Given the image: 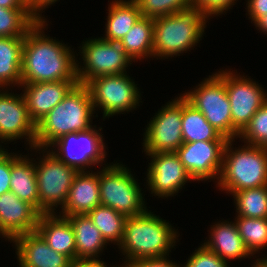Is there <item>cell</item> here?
Returning a JSON list of instances; mask_svg holds the SVG:
<instances>
[{
  "label": "cell",
  "mask_w": 267,
  "mask_h": 267,
  "mask_svg": "<svg viewBox=\"0 0 267 267\" xmlns=\"http://www.w3.org/2000/svg\"><path fill=\"white\" fill-rule=\"evenodd\" d=\"M112 164V165H111ZM99 171V193L101 205L111 207L126 217L138 216L148 209L142 188L128 167L111 163Z\"/></svg>",
  "instance_id": "cell-6"
},
{
  "label": "cell",
  "mask_w": 267,
  "mask_h": 267,
  "mask_svg": "<svg viewBox=\"0 0 267 267\" xmlns=\"http://www.w3.org/2000/svg\"><path fill=\"white\" fill-rule=\"evenodd\" d=\"M246 6L248 9V18H250L253 23L261 16L267 14V0H247Z\"/></svg>",
  "instance_id": "cell-39"
},
{
  "label": "cell",
  "mask_w": 267,
  "mask_h": 267,
  "mask_svg": "<svg viewBox=\"0 0 267 267\" xmlns=\"http://www.w3.org/2000/svg\"><path fill=\"white\" fill-rule=\"evenodd\" d=\"M232 72L220 69L215 73L225 82L231 104L232 140H235L256 111L267 102V93L258 82Z\"/></svg>",
  "instance_id": "cell-11"
},
{
  "label": "cell",
  "mask_w": 267,
  "mask_h": 267,
  "mask_svg": "<svg viewBox=\"0 0 267 267\" xmlns=\"http://www.w3.org/2000/svg\"><path fill=\"white\" fill-rule=\"evenodd\" d=\"M127 74L98 76L86 84L91 94L94 110L102 108L103 120L140 106L139 103L142 100L140 89Z\"/></svg>",
  "instance_id": "cell-8"
},
{
  "label": "cell",
  "mask_w": 267,
  "mask_h": 267,
  "mask_svg": "<svg viewBox=\"0 0 267 267\" xmlns=\"http://www.w3.org/2000/svg\"><path fill=\"white\" fill-rule=\"evenodd\" d=\"M40 213L11 191L0 196V228L11 239L36 231Z\"/></svg>",
  "instance_id": "cell-19"
},
{
  "label": "cell",
  "mask_w": 267,
  "mask_h": 267,
  "mask_svg": "<svg viewBox=\"0 0 267 267\" xmlns=\"http://www.w3.org/2000/svg\"><path fill=\"white\" fill-rule=\"evenodd\" d=\"M178 236L177 230L169 222L147 210L141 215L127 217L118 248L125 256L124 264L144 258L169 256Z\"/></svg>",
  "instance_id": "cell-2"
},
{
  "label": "cell",
  "mask_w": 267,
  "mask_h": 267,
  "mask_svg": "<svg viewBox=\"0 0 267 267\" xmlns=\"http://www.w3.org/2000/svg\"><path fill=\"white\" fill-rule=\"evenodd\" d=\"M100 204L99 172H78L73 179L67 200L59 215L66 217L88 214Z\"/></svg>",
  "instance_id": "cell-20"
},
{
  "label": "cell",
  "mask_w": 267,
  "mask_h": 267,
  "mask_svg": "<svg viewBox=\"0 0 267 267\" xmlns=\"http://www.w3.org/2000/svg\"><path fill=\"white\" fill-rule=\"evenodd\" d=\"M238 138L246 144L267 148V102L256 111Z\"/></svg>",
  "instance_id": "cell-33"
},
{
  "label": "cell",
  "mask_w": 267,
  "mask_h": 267,
  "mask_svg": "<svg viewBox=\"0 0 267 267\" xmlns=\"http://www.w3.org/2000/svg\"><path fill=\"white\" fill-rule=\"evenodd\" d=\"M151 158L147 169V185L151 194L161 198L172 197L190 182L189 175L176 152L146 154Z\"/></svg>",
  "instance_id": "cell-15"
},
{
  "label": "cell",
  "mask_w": 267,
  "mask_h": 267,
  "mask_svg": "<svg viewBox=\"0 0 267 267\" xmlns=\"http://www.w3.org/2000/svg\"><path fill=\"white\" fill-rule=\"evenodd\" d=\"M79 48L84 66L76 60V73L78 83L82 85L98 76L127 73L126 68L133 63L119 42L96 37L83 42Z\"/></svg>",
  "instance_id": "cell-9"
},
{
  "label": "cell",
  "mask_w": 267,
  "mask_h": 267,
  "mask_svg": "<svg viewBox=\"0 0 267 267\" xmlns=\"http://www.w3.org/2000/svg\"><path fill=\"white\" fill-rule=\"evenodd\" d=\"M153 31L154 19L142 16L120 40L119 44L133 62L153 56Z\"/></svg>",
  "instance_id": "cell-28"
},
{
  "label": "cell",
  "mask_w": 267,
  "mask_h": 267,
  "mask_svg": "<svg viewBox=\"0 0 267 267\" xmlns=\"http://www.w3.org/2000/svg\"><path fill=\"white\" fill-rule=\"evenodd\" d=\"M235 224L246 249L252 256L267 247V218L236 216Z\"/></svg>",
  "instance_id": "cell-31"
},
{
  "label": "cell",
  "mask_w": 267,
  "mask_h": 267,
  "mask_svg": "<svg viewBox=\"0 0 267 267\" xmlns=\"http://www.w3.org/2000/svg\"><path fill=\"white\" fill-rule=\"evenodd\" d=\"M0 236H3V238L7 239L8 241H10L11 239L1 230L0 228Z\"/></svg>",
  "instance_id": "cell-45"
},
{
  "label": "cell",
  "mask_w": 267,
  "mask_h": 267,
  "mask_svg": "<svg viewBox=\"0 0 267 267\" xmlns=\"http://www.w3.org/2000/svg\"><path fill=\"white\" fill-rule=\"evenodd\" d=\"M143 17L158 18L194 4V0H134Z\"/></svg>",
  "instance_id": "cell-34"
},
{
  "label": "cell",
  "mask_w": 267,
  "mask_h": 267,
  "mask_svg": "<svg viewBox=\"0 0 267 267\" xmlns=\"http://www.w3.org/2000/svg\"><path fill=\"white\" fill-rule=\"evenodd\" d=\"M78 81H56L21 84L30 118L37 124L40 122Z\"/></svg>",
  "instance_id": "cell-18"
},
{
  "label": "cell",
  "mask_w": 267,
  "mask_h": 267,
  "mask_svg": "<svg viewBox=\"0 0 267 267\" xmlns=\"http://www.w3.org/2000/svg\"><path fill=\"white\" fill-rule=\"evenodd\" d=\"M104 40L120 42L133 25L142 17L134 0H114L108 6Z\"/></svg>",
  "instance_id": "cell-25"
},
{
  "label": "cell",
  "mask_w": 267,
  "mask_h": 267,
  "mask_svg": "<svg viewBox=\"0 0 267 267\" xmlns=\"http://www.w3.org/2000/svg\"><path fill=\"white\" fill-rule=\"evenodd\" d=\"M150 119L144 132L145 154L175 152L182 144V95L167 102Z\"/></svg>",
  "instance_id": "cell-13"
},
{
  "label": "cell",
  "mask_w": 267,
  "mask_h": 267,
  "mask_svg": "<svg viewBox=\"0 0 267 267\" xmlns=\"http://www.w3.org/2000/svg\"><path fill=\"white\" fill-rule=\"evenodd\" d=\"M193 89L181 95L204 115L217 132L231 140V104L225 82L216 73H213Z\"/></svg>",
  "instance_id": "cell-10"
},
{
  "label": "cell",
  "mask_w": 267,
  "mask_h": 267,
  "mask_svg": "<svg viewBox=\"0 0 267 267\" xmlns=\"http://www.w3.org/2000/svg\"><path fill=\"white\" fill-rule=\"evenodd\" d=\"M95 128L97 127L94 125L86 131L61 136L49 146L52 149L51 152L77 172H85V170L88 172L87 169L99 163L102 166L107 155L106 146L103 142V134L100 132L102 127L98 130Z\"/></svg>",
  "instance_id": "cell-12"
},
{
  "label": "cell",
  "mask_w": 267,
  "mask_h": 267,
  "mask_svg": "<svg viewBox=\"0 0 267 267\" xmlns=\"http://www.w3.org/2000/svg\"><path fill=\"white\" fill-rule=\"evenodd\" d=\"M23 43L24 37H0L1 89L21 86Z\"/></svg>",
  "instance_id": "cell-26"
},
{
  "label": "cell",
  "mask_w": 267,
  "mask_h": 267,
  "mask_svg": "<svg viewBox=\"0 0 267 267\" xmlns=\"http://www.w3.org/2000/svg\"><path fill=\"white\" fill-rule=\"evenodd\" d=\"M183 143L197 141H228L210 125L204 115L182 96Z\"/></svg>",
  "instance_id": "cell-27"
},
{
  "label": "cell",
  "mask_w": 267,
  "mask_h": 267,
  "mask_svg": "<svg viewBox=\"0 0 267 267\" xmlns=\"http://www.w3.org/2000/svg\"><path fill=\"white\" fill-rule=\"evenodd\" d=\"M228 141L183 143L175 152L194 181L215 179L218 182L225 146Z\"/></svg>",
  "instance_id": "cell-14"
},
{
  "label": "cell",
  "mask_w": 267,
  "mask_h": 267,
  "mask_svg": "<svg viewBox=\"0 0 267 267\" xmlns=\"http://www.w3.org/2000/svg\"><path fill=\"white\" fill-rule=\"evenodd\" d=\"M33 150H42L43 158L34 163L39 197V213L55 214L60 205L63 208L75 175V169L62 162L50 148L34 146ZM47 150V151H46ZM46 154L44 155V153Z\"/></svg>",
  "instance_id": "cell-7"
},
{
  "label": "cell",
  "mask_w": 267,
  "mask_h": 267,
  "mask_svg": "<svg viewBox=\"0 0 267 267\" xmlns=\"http://www.w3.org/2000/svg\"><path fill=\"white\" fill-rule=\"evenodd\" d=\"M2 90L0 89V141L4 143L25 138L32 151L35 146L36 124L30 118L25 99L22 93L15 95L7 89Z\"/></svg>",
  "instance_id": "cell-16"
},
{
  "label": "cell",
  "mask_w": 267,
  "mask_h": 267,
  "mask_svg": "<svg viewBox=\"0 0 267 267\" xmlns=\"http://www.w3.org/2000/svg\"><path fill=\"white\" fill-rule=\"evenodd\" d=\"M237 0H194L203 13L209 18L226 13Z\"/></svg>",
  "instance_id": "cell-36"
},
{
  "label": "cell",
  "mask_w": 267,
  "mask_h": 267,
  "mask_svg": "<svg viewBox=\"0 0 267 267\" xmlns=\"http://www.w3.org/2000/svg\"><path fill=\"white\" fill-rule=\"evenodd\" d=\"M46 26L47 21H37L24 37L21 84L78 81L75 52L46 35Z\"/></svg>",
  "instance_id": "cell-1"
},
{
  "label": "cell",
  "mask_w": 267,
  "mask_h": 267,
  "mask_svg": "<svg viewBox=\"0 0 267 267\" xmlns=\"http://www.w3.org/2000/svg\"><path fill=\"white\" fill-rule=\"evenodd\" d=\"M36 22L28 8L0 7V37H25Z\"/></svg>",
  "instance_id": "cell-32"
},
{
  "label": "cell",
  "mask_w": 267,
  "mask_h": 267,
  "mask_svg": "<svg viewBox=\"0 0 267 267\" xmlns=\"http://www.w3.org/2000/svg\"><path fill=\"white\" fill-rule=\"evenodd\" d=\"M94 113L88 87L78 83L36 124L35 146L48 149L63 135L92 128Z\"/></svg>",
  "instance_id": "cell-3"
},
{
  "label": "cell",
  "mask_w": 267,
  "mask_h": 267,
  "mask_svg": "<svg viewBox=\"0 0 267 267\" xmlns=\"http://www.w3.org/2000/svg\"><path fill=\"white\" fill-rule=\"evenodd\" d=\"M16 255L20 267H70L72 260L53 250L37 232L16 236Z\"/></svg>",
  "instance_id": "cell-17"
},
{
  "label": "cell",
  "mask_w": 267,
  "mask_h": 267,
  "mask_svg": "<svg viewBox=\"0 0 267 267\" xmlns=\"http://www.w3.org/2000/svg\"><path fill=\"white\" fill-rule=\"evenodd\" d=\"M228 263L230 262L222 260L216 253L201 244L181 267H229Z\"/></svg>",
  "instance_id": "cell-35"
},
{
  "label": "cell",
  "mask_w": 267,
  "mask_h": 267,
  "mask_svg": "<svg viewBox=\"0 0 267 267\" xmlns=\"http://www.w3.org/2000/svg\"><path fill=\"white\" fill-rule=\"evenodd\" d=\"M234 141L228 140L225 146L219 190L232 194L267 185V148L244 143L234 150Z\"/></svg>",
  "instance_id": "cell-5"
},
{
  "label": "cell",
  "mask_w": 267,
  "mask_h": 267,
  "mask_svg": "<svg viewBox=\"0 0 267 267\" xmlns=\"http://www.w3.org/2000/svg\"><path fill=\"white\" fill-rule=\"evenodd\" d=\"M57 1L59 0H26V4L31 15L37 21H45L46 18L42 17L43 10L46 9V7L48 8V6L54 4Z\"/></svg>",
  "instance_id": "cell-40"
},
{
  "label": "cell",
  "mask_w": 267,
  "mask_h": 267,
  "mask_svg": "<svg viewBox=\"0 0 267 267\" xmlns=\"http://www.w3.org/2000/svg\"><path fill=\"white\" fill-rule=\"evenodd\" d=\"M254 25L256 26L255 28H257L258 30L261 31V33L263 32L264 34H267V14L261 16L255 23Z\"/></svg>",
  "instance_id": "cell-43"
},
{
  "label": "cell",
  "mask_w": 267,
  "mask_h": 267,
  "mask_svg": "<svg viewBox=\"0 0 267 267\" xmlns=\"http://www.w3.org/2000/svg\"><path fill=\"white\" fill-rule=\"evenodd\" d=\"M2 8H28L26 0H0Z\"/></svg>",
  "instance_id": "cell-42"
},
{
  "label": "cell",
  "mask_w": 267,
  "mask_h": 267,
  "mask_svg": "<svg viewBox=\"0 0 267 267\" xmlns=\"http://www.w3.org/2000/svg\"><path fill=\"white\" fill-rule=\"evenodd\" d=\"M122 267H181L168 259L167 256L144 258L133 261L128 264H123Z\"/></svg>",
  "instance_id": "cell-38"
},
{
  "label": "cell",
  "mask_w": 267,
  "mask_h": 267,
  "mask_svg": "<svg viewBox=\"0 0 267 267\" xmlns=\"http://www.w3.org/2000/svg\"><path fill=\"white\" fill-rule=\"evenodd\" d=\"M224 221L211 225L209 239L202 244L227 262L229 259L240 260L251 257L252 255L246 249L235 222Z\"/></svg>",
  "instance_id": "cell-22"
},
{
  "label": "cell",
  "mask_w": 267,
  "mask_h": 267,
  "mask_svg": "<svg viewBox=\"0 0 267 267\" xmlns=\"http://www.w3.org/2000/svg\"><path fill=\"white\" fill-rule=\"evenodd\" d=\"M11 180V153L0 148V196L10 191Z\"/></svg>",
  "instance_id": "cell-37"
},
{
  "label": "cell",
  "mask_w": 267,
  "mask_h": 267,
  "mask_svg": "<svg viewBox=\"0 0 267 267\" xmlns=\"http://www.w3.org/2000/svg\"><path fill=\"white\" fill-rule=\"evenodd\" d=\"M40 214L36 231L56 252L76 260L75 234L66 217L59 214Z\"/></svg>",
  "instance_id": "cell-21"
},
{
  "label": "cell",
  "mask_w": 267,
  "mask_h": 267,
  "mask_svg": "<svg viewBox=\"0 0 267 267\" xmlns=\"http://www.w3.org/2000/svg\"><path fill=\"white\" fill-rule=\"evenodd\" d=\"M70 267H107V265L104 261L75 260L71 262Z\"/></svg>",
  "instance_id": "cell-41"
},
{
  "label": "cell",
  "mask_w": 267,
  "mask_h": 267,
  "mask_svg": "<svg viewBox=\"0 0 267 267\" xmlns=\"http://www.w3.org/2000/svg\"><path fill=\"white\" fill-rule=\"evenodd\" d=\"M207 20L208 17L195 4L155 18L153 58L168 59L190 51L203 38Z\"/></svg>",
  "instance_id": "cell-4"
},
{
  "label": "cell",
  "mask_w": 267,
  "mask_h": 267,
  "mask_svg": "<svg viewBox=\"0 0 267 267\" xmlns=\"http://www.w3.org/2000/svg\"><path fill=\"white\" fill-rule=\"evenodd\" d=\"M236 216L267 218V185L232 193Z\"/></svg>",
  "instance_id": "cell-30"
},
{
  "label": "cell",
  "mask_w": 267,
  "mask_h": 267,
  "mask_svg": "<svg viewBox=\"0 0 267 267\" xmlns=\"http://www.w3.org/2000/svg\"><path fill=\"white\" fill-rule=\"evenodd\" d=\"M93 224L100 230L105 241L119 245L124 235L127 217L111 207L98 205L88 213Z\"/></svg>",
  "instance_id": "cell-29"
},
{
  "label": "cell",
  "mask_w": 267,
  "mask_h": 267,
  "mask_svg": "<svg viewBox=\"0 0 267 267\" xmlns=\"http://www.w3.org/2000/svg\"><path fill=\"white\" fill-rule=\"evenodd\" d=\"M66 218L75 234L76 260L101 261L99 255L108 243L88 214L70 215Z\"/></svg>",
  "instance_id": "cell-23"
},
{
  "label": "cell",
  "mask_w": 267,
  "mask_h": 267,
  "mask_svg": "<svg viewBox=\"0 0 267 267\" xmlns=\"http://www.w3.org/2000/svg\"><path fill=\"white\" fill-rule=\"evenodd\" d=\"M21 155L11 153L10 191L39 212L38 186L34 168L36 160L29 159L27 155Z\"/></svg>",
  "instance_id": "cell-24"
},
{
  "label": "cell",
  "mask_w": 267,
  "mask_h": 267,
  "mask_svg": "<svg viewBox=\"0 0 267 267\" xmlns=\"http://www.w3.org/2000/svg\"><path fill=\"white\" fill-rule=\"evenodd\" d=\"M256 260L251 267H267V259L257 258Z\"/></svg>",
  "instance_id": "cell-44"
}]
</instances>
